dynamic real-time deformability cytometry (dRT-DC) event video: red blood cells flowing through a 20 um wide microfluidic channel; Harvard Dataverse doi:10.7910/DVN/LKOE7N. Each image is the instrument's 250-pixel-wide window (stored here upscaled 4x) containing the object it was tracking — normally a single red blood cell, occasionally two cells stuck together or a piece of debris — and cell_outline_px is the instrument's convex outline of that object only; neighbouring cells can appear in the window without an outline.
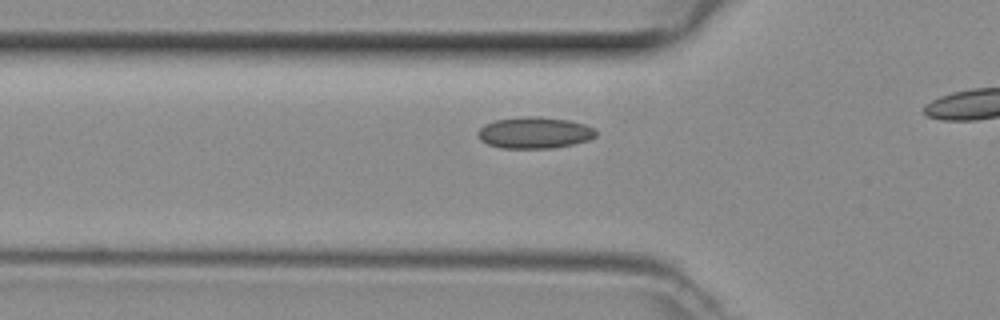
{"species": "common noctule bat (a hibernating species)", "species_latin": "Nyctalus noctula", "temperature_condition": "room temperature", "stored_images_in_passage": 17, "camera_frame_rate_fps": 3000, "um_per_image_px": 0.085, "animal": {"sex": "female", "body_mass_g": 29.2, "forearm_length_mm": 56.3}, "frame": {"image": 1, "passage_image": 12, "time_ms": 3.667, "image_size_px": [1000, 320], "cell_outline_px": [[596, 136], [588, 140], [572, 144], [552, 148], [500, 148], [488, 144], [480, 140], [476, 136], [476, 132], [484, 124], [496, 120], [524, 116], [536, 116], [568, 120], [584, 124], [592, 128], [596, 132]], "centroid_in_image_um": [45.38, 11.28], "position_along_channel_um": 80.4, "area_um2": 21.62}}
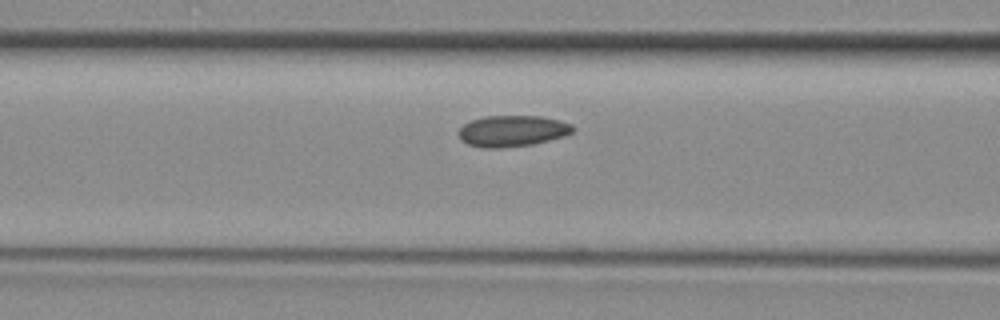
{"frame": {"image": 2, "passage_image": 15, "time_ms": 4.667, "image_size_px": [1000, 320], "cell_outline_px": [[576, 128], [572, 132], [564, 136], [532, 144], [500, 148], [484, 148], [468, 144], [460, 136], [460, 128], [464, 124], [472, 120], [484, 116], [540, 116], [572, 124]], "centroid_in_image_um": [43.57, 11.13], "position_along_channel_um": 123.0, "area_um2": 20.46}}